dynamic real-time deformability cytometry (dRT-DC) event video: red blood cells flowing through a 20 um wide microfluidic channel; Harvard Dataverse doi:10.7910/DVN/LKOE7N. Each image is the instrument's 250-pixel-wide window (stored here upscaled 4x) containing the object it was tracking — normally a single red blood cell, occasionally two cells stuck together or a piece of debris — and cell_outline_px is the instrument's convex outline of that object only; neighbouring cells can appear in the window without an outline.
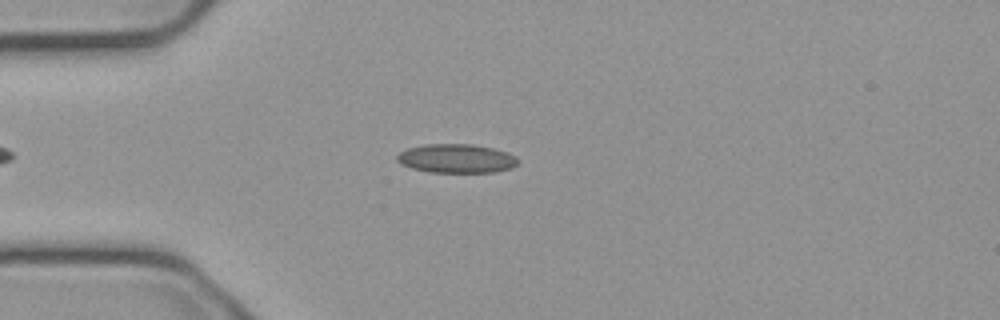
{"species": "common noctule bat (a hibernating species)", "species_latin": "Nyctalus noctula", "temperature_condition": "cold", "stored_images_in_passage": 44, "camera_frame_rate_fps": 3000, "um_per_image_px": 0.085, "animal": {"sex": "male", "body_mass_g": 23.1, "forearm_length_mm": 52.7}, "frame": {"image": 1, "passage_image": 11, "time_ms": 3.333, "image_size_px": [1000, 320], "cell_outline_px": [[520, 160], [512, 168], [496, 172], [428, 172], [412, 168], [400, 164], [396, 160], [396, 156], [400, 152], [408, 148], [424, 144], [472, 144], [492, 148], [508, 152], [516, 156]], "centroid_in_image_um": [38.8, 13.47], "position_along_channel_um": 46.2, "area_um2": 20.52}}
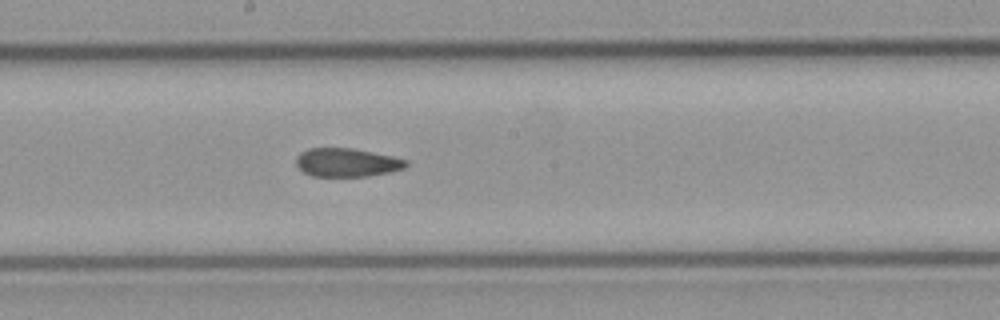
{"frame": {"image": 2, "passage_image": 26, "time_ms": 8.333, "image_size_px": [1000, 320], "cell_outline_px": [[408, 164], [404, 168], [388, 172], [368, 176], [312, 176], [304, 172], [296, 164], [296, 156], [300, 152], [308, 148], [352, 148], [392, 156], [408, 160]], "centroid_in_image_um": [29.46, 13.8], "position_along_channel_um": 218.7, "area_um2": 18.21}}
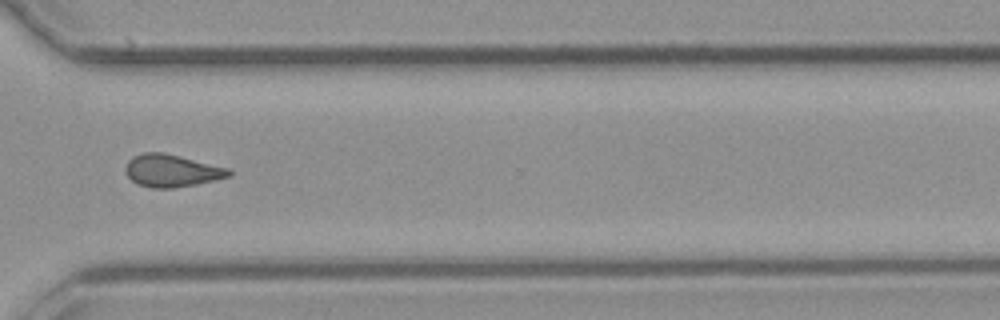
{"frame": {"image": 3, "passage_image": 37, "time_ms": 12.0, "image_size_px": [1000, 320], "cell_outline_px": [[232, 176], [196, 184], [172, 188], [152, 188], [136, 184], [128, 176], [124, 168], [128, 160], [132, 156], [144, 152], [164, 152], [228, 168], [232, 172]], "centroid_in_image_um": [14.57, 14.5], "position_along_channel_um": 356.0, "area_um2": 19.59}, "authors_computed_cell_mechanics": {"area_um2": 19.4208, "velocity_mm_per_s": 3.7538, "shape_relaxation_time_tau1_ms": null, "shape_relaxation_time_tau2_ms": 4.415, "deformation_change_tau1": null, "deformation_change_tau2": 0.1109}}